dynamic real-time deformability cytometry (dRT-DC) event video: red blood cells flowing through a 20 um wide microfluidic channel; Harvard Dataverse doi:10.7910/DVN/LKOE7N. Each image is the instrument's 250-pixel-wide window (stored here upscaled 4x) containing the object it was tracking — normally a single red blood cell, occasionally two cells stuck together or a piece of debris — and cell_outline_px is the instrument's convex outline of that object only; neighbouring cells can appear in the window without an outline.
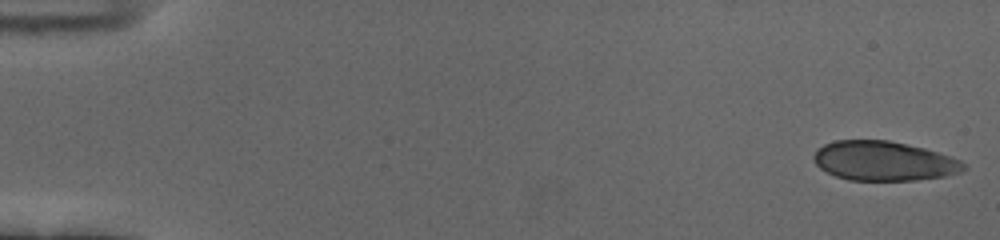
{"species": "human", "species_latin": "Homo sapiens", "temperature_condition": "cold", "stored_images_in_passage": 54, "camera_frame_rate_fps": 3000, "um_per_image_px": 0.085, "donor": {"sex": "female"}, "frame": {"image": 1, "passage_image": 1, "time_ms": 0.0, "image_size_px": [1000, 240], "cell_outline_px": [[968, 168], [960, 172], [944, 176], [916, 180], [848, 180], [836, 176], [820, 168], [812, 160], [812, 156], [816, 148], [824, 144], [836, 140], [888, 140], [924, 148], [952, 156], [968, 164]], "centroid_in_image_um": [75.13, 13.68], "position_along_channel_um": 9.9, "area_um2": 34.74}}
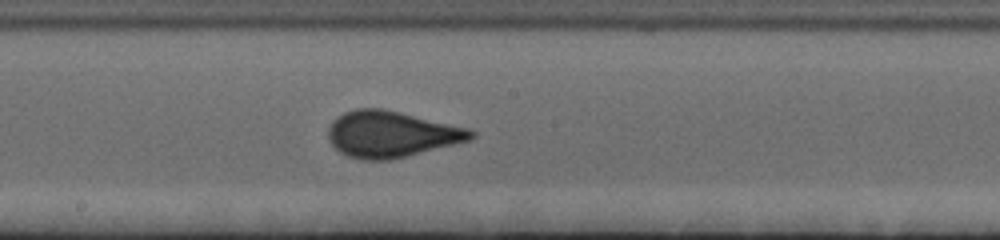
{"frame": {"image": 2, "passage_image": 30, "time_ms": 9.667, "image_size_px": [1000, 240], "cell_outline_px": [[476, 136], [468, 140], [392, 160], [364, 160], [348, 156], [340, 152], [332, 144], [328, 136], [328, 128], [332, 120], [336, 116], [344, 112], [356, 108], [384, 108], [472, 128], [476, 132]], "centroid_in_image_um": [33.26, 11.38], "position_along_channel_um": 214.9, "area_um2": 38.73}}
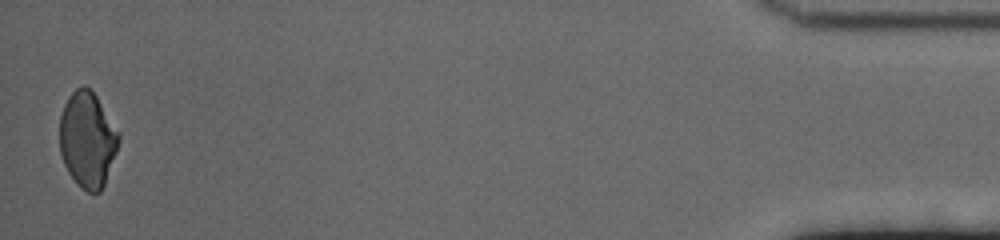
{"frame": {"image": 3, "passage_image": 54, "time_ms": 17.667, "image_size_px": [1000, 240], "cell_outline_px": [[120, 140], [116, 152], [104, 184], [100, 192], [88, 192], [80, 188], [68, 172], [64, 164], [60, 152], [60, 116], [64, 104], [68, 96], [80, 84], [84, 84], [96, 96], [120, 132]], "centroid_in_image_um": [7.43, 11.85], "position_along_channel_um": 427.8, "area_um2": 33.0}, "authors_computed_cell_mechanics": {"area_um2": 36.414, "velocity_mm_per_s": 3.6903, "shape_relaxation_time_tau1_ms": 5.7262, "shape_relaxation_time_tau2_ms": null, "deformation_change_tau1": 0.1494, "deformation_change_tau2": null}}